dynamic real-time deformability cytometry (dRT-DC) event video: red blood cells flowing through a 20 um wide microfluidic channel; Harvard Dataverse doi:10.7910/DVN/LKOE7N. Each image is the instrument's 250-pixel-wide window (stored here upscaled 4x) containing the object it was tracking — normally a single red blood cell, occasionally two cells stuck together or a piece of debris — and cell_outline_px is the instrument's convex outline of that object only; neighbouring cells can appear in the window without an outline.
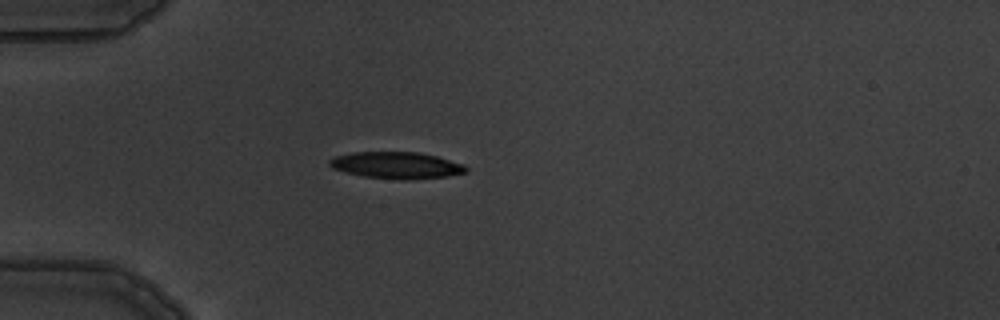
{"species": "common noctule bat (a hibernating species)", "species_latin": "Nyctalus noctula", "temperature_condition": "warm", "stored_images_in_passage": 4, "camera_frame_rate_fps": 3000, "um_per_image_px": 0.085, "animal": {"sex": "male", "body_mass_g": 19.5, "forearm_length_mm": 54.6}, "frame": {"image": 1, "passage_image": 4, "time_ms": 4.0, "image_size_px": [1000, 320], "cell_outline_px": [[468, 172], [448, 176], [364, 176], [332, 168], [328, 164], [328, 160], [332, 156], [352, 152], [420, 152], [436, 156], [464, 164], [468, 168]], "centroid_in_image_um": [33.65, 13.97], "position_along_channel_um": 51.3, "area_um2": 20.06}}